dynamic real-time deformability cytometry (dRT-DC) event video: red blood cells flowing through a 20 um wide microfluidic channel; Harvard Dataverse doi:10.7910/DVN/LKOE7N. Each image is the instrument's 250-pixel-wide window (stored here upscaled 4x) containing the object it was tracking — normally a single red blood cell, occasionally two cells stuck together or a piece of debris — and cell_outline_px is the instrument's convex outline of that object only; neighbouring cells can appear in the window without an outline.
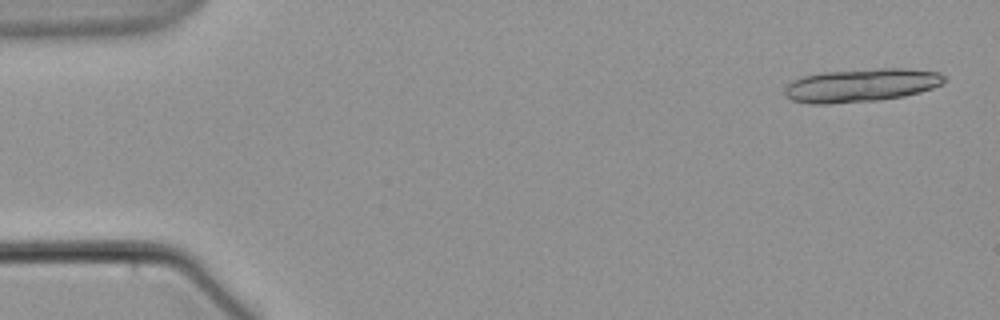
{"species": "common noctule bat (a hibernating species)", "species_latin": "Nyctalus noctula", "temperature_condition": "warm", "stored_images_in_passage": 4, "camera_frame_rate_fps": 3000, "um_per_image_px": 0.085, "animal": {"sex": "male", "body_mass_g": 21.5, "forearm_length_mm": 52.0}, "frame": {"image": 1, "passage_image": 1, "time_ms": 0.0, "image_size_px": [1000, 320], "cell_outline_px": [[948, 80], [932, 88], [920, 92], [904, 96], [880, 100], [828, 104], [808, 104], [792, 100], [784, 92], [784, 88], [792, 80], [804, 76], [824, 72], [880, 68], [900, 68], [940, 72], [948, 76]], "centroid_in_image_um": [73.23, 7.25], "position_along_channel_um": 11.8, "area_um2": 31.1}}